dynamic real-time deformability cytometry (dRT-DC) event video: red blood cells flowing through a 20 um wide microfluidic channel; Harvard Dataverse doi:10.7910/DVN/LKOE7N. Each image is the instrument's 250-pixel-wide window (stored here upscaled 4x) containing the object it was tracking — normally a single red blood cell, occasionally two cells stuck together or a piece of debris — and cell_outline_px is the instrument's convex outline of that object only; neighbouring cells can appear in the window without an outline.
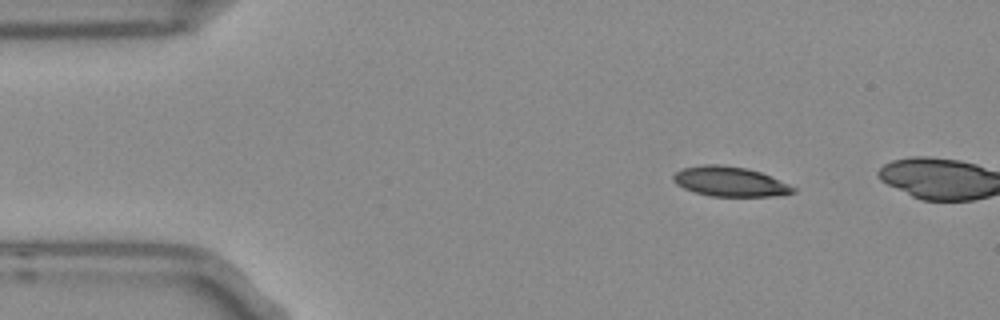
{"species": "Egyptian fruit bat (a non-hibernating species)", "species_latin": "Rousettus aegyptiacus", "temperature_condition": "room temperature", "stored_images_in_passage": 7, "camera_frame_rate_fps": 3000, "um_per_image_px": 0.085, "frame": {"image": 1, "passage_image": 1, "time_ms": 0.0, "image_size_px": [1000, 320], "cell_outline_px": [[796, 192], [772, 196], [712, 196], [696, 192], [684, 188], [676, 184], [672, 180], [672, 176], [680, 168], [704, 164], [720, 164], [748, 168], [760, 172], [788, 184], [796, 188]], "centroid_in_image_um": [62.0, 15.42], "position_along_channel_um": 23.0, "area_um2": 20.75}}